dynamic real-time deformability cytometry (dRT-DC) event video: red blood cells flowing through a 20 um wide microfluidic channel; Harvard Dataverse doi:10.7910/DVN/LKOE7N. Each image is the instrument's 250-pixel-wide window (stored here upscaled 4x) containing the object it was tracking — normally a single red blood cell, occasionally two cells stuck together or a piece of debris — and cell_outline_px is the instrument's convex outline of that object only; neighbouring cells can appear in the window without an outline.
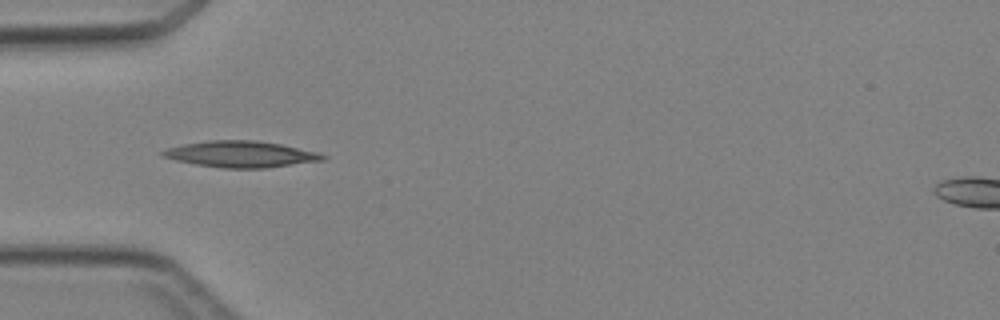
{"species": "Egyptian fruit bat (a non-hibernating species)", "species_latin": "Rousettus aegyptiacus", "temperature_condition": "cold", "stored_images_in_passage": 3, "camera_frame_rate_fps": 3000, "um_per_image_px": 0.085, "animal": {"sex": "female"}, "frame": {"image": 1, "passage_image": 3, "time_ms": 2.333, "image_size_px": [1000, 320], "cell_outline_px": [[328, 156], [324, 160], [264, 168], [220, 168], [196, 164], [176, 160], [160, 156], [160, 152], [168, 148], [184, 144], [208, 140], [256, 140], [280, 144], [320, 152]], "centroid_in_image_um": [20.48, 13.1], "position_along_channel_um": 64.5, "area_um2": 24.51}}